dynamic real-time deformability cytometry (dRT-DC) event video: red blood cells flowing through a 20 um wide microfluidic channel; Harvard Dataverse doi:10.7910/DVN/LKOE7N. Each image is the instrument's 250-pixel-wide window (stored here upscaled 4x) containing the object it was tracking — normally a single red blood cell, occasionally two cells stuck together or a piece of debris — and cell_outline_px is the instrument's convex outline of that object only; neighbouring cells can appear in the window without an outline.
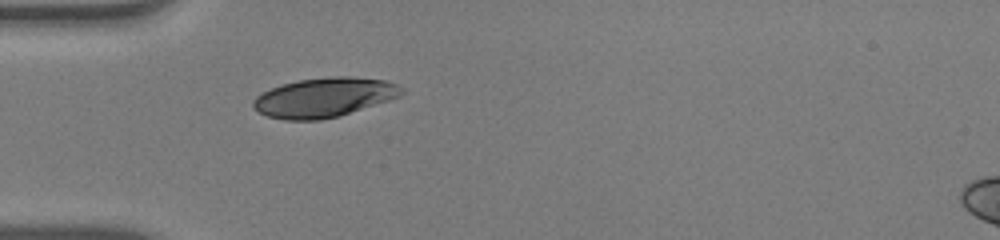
{"species": "human", "species_latin": "Homo sapiens", "temperature_condition": "warm", "stored_images_in_passage": 37, "camera_frame_rate_fps": 3000, "um_per_image_px": 0.085, "donor": {"sex": "male"}, "frame": {"image": 1, "passage_image": 1, "time_ms": 0.0, "image_size_px": [1000, 240], "cell_outline_px": [[404, 92], [400, 96], [340, 116], [320, 120], [284, 120], [268, 116], [252, 108], [252, 100], [256, 96], [280, 84], [300, 80], [332, 76], [348, 76], [384, 80], [396, 84], [404, 88]], "centroid_in_image_um": [27.54, 8.28], "position_along_channel_um": 57.5, "area_um2": 34.04}}
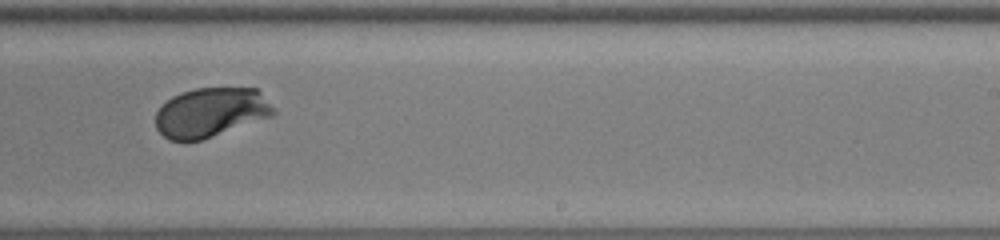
{"frame": {"image": 2, "passage_image": 18, "time_ms": 5.667, "image_size_px": [1000, 240], "cell_outline_px": [[276, 112], [272, 116], [204, 140], [168, 140], [156, 128], [156, 112], [172, 96], [196, 88], [256, 88], [276, 108]], "centroid_in_image_um": [17.95, 9.56], "position_along_channel_um": 271.1, "area_um2": 33.93}}
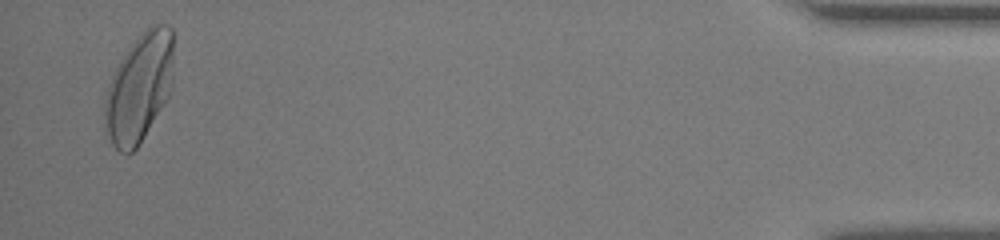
{"frame": {"image": 3, "passage_image": 36, "time_ms": 11.667, "image_size_px": [1000, 240], "cell_outline_px": [[172, 88], [168, 96], [136, 148], [132, 152], [120, 152], [112, 144], [104, 128], [104, 96], [108, 84], [120, 60], [128, 48], [152, 24], [168, 24], [172, 28]], "centroid_in_image_um": [11.81, 7.45], "position_along_channel_um": 423.4, "area_um2": 43.06}, "authors_computed_cell_mechanics": {"area_um2": 34.7378, "velocity_mm_per_s": 3.8814, "shape_relaxation_time_tau1_ms": 1.8888, "shape_relaxation_time_tau2_ms": null, "deformation_change_tau1": 0.1595, "deformation_change_tau2": null}}